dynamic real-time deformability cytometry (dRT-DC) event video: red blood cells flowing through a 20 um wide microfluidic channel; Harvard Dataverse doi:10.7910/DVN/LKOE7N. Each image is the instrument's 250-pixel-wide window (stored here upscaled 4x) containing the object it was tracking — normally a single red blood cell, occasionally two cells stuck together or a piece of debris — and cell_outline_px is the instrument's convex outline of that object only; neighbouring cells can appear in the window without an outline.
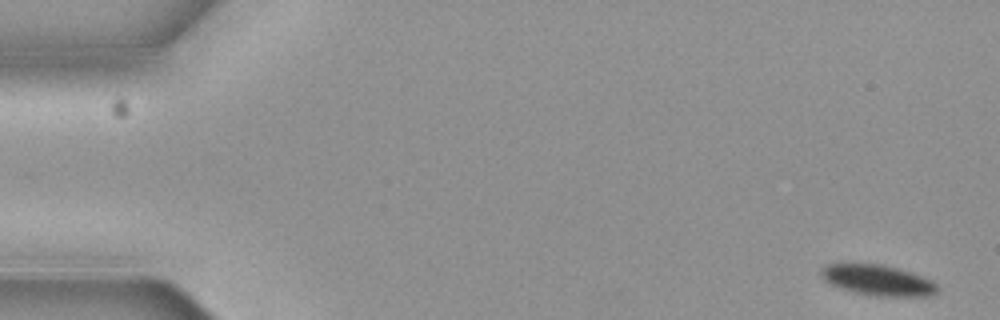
{"species": "common noctule bat (a hibernating species)", "species_latin": "Nyctalus noctula", "temperature_condition": "cold", "stored_images_in_passage": 6, "camera_frame_rate_fps": 3000, "um_per_image_px": 0.085, "animal": {"sex": "female", "body_mass_g": 19.3, "forearm_length_mm": 54.1}, "frame": {"image": 1, "passage_image": 1, "time_ms": 0.0, "image_size_px": [1000, 320], "cell_outline_px": [[940, 292], [932, 296], [872, 296], [852, 292], [828, 284], [820, 276], [820, 268], [828, 264], [884, 264], [912, 272], [924, 276], [932, 280], [940, 288]], "centroid_in_image_um": [74.64, 23.83], "position_along_channel_um": 10.4, "area_um2": 21.27}}
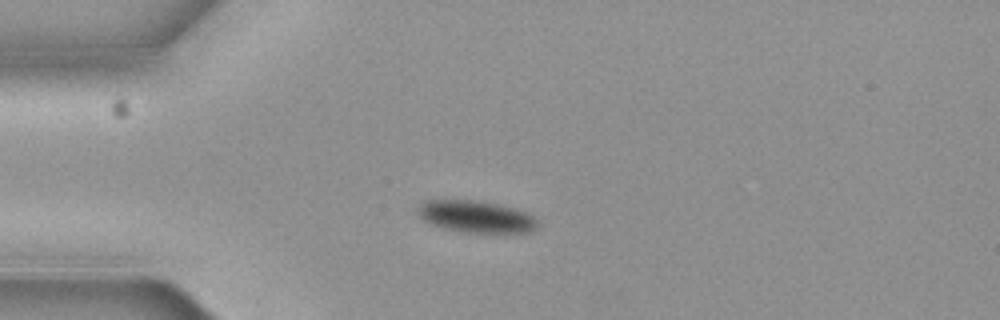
{"frame": {"image": 2, "passage_image": 5, "time_ms": 1.333, "image_size_px": [1000, 320], "cell_outline_px": [[540, 224], [532, 232], [460, 232], [444, 228], [432, 224], [424, 220], [416, 212], [416, 208], [420, 204], [428, 200], [472, 200], [500, 204], [516, 208], [528, 212], [540, 220]], "centroid_in_image_um": [40.52, 18.41], "position_along_channel_um": 44.5, "area_um2": 22.54}}